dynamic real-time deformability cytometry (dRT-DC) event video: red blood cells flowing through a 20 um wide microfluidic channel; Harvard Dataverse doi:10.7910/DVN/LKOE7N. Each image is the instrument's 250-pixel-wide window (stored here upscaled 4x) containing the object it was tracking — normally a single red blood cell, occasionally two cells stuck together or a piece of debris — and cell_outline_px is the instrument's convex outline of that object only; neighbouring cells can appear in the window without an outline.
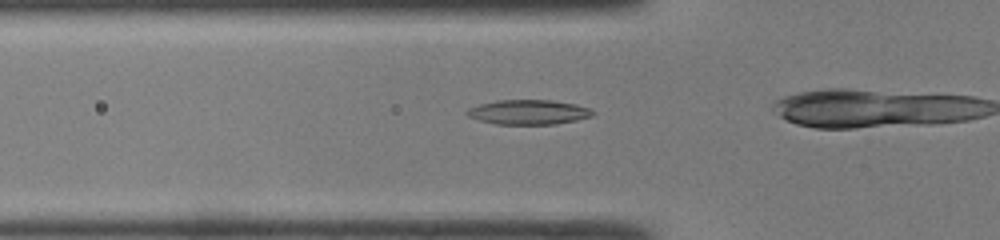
{"species": "common noctule bat (a hibernating species)", "species_latin": "Nyctalus noctula", "temperature_condition": "room temperature", "stored_images_in_passage": 17, "camera_frame_rate_fps": 3000, "um_per_image_px": 0.085, "animal": {"sex": "male", "body_mass_g": 19.0, "forearm_length_mm": 50.8}, "frame": {"image": 1, "passage_image": 12, "time_ms": 3.667, "image_size_px": [1000, 240], "cell_outline_px": [[596, 112], [592, 116], [576, 120], [556, 124], [496, 124], [480, 120], [468, 116], [464, 112], [468, 108], [480, 104], [496, 100], [552, 100], [576, 104], [592, 108]], "centroid_in_image_um": [44.95, 9.52], "position_along_channel_um": 80.8, "area_um2": 18.21}}
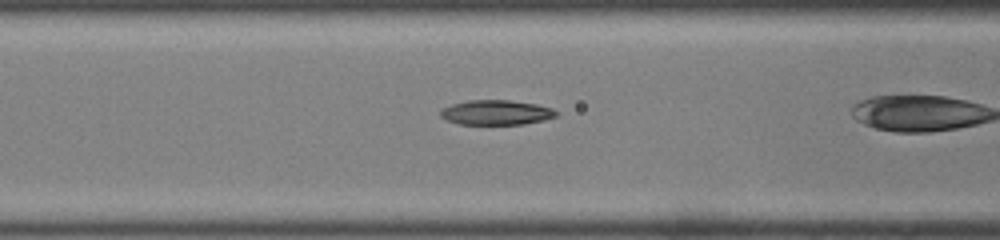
{"frame": {"image": 2, "passage_image": 15, "time_ms": 4.667, "image_size_px": [1000, 240], "cell_outline_px": [[556, 116], [544, 120], [524, 124], [460, 124], [448, 120], [440, 116], [440, 112], [444, 108], [452, 104], [468, 100], [508, 100], [536, 104], [552, 108], [556, 112]], "centroid_in_image_um": [42.18, 9.56], "position_along_channel_um": 124.4, "area_um2": 16.53}}